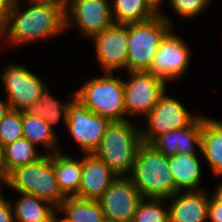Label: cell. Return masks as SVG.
I'll use <instances>...</instances> for the list:
<instances>
[{
    "label": "cell",
    "mask_w": 222,
    "mask_h": 222,
    "mask_svg": "<svg viewBox=\"0 0 222 222\" xmlns=\"http://www.w3.org/2000/svg\"><path fill=\"white\" fill-rule=\"evenodd\" d=\"M111 121L87 109L77 98L68 105L66 128L81 154H93Z\"/></svg>",
    "instance_id": "11"
},
{
    "label": "cell",
    "mask_w": 222,
    "mask_h": 222,
    "mask_svg": "<svg viewBox=\"0 0 222 222\" xmlns=\"http://www.w3.org/2000/svg\"><path fill=\"white\" fill-rule=\"evenodd\" d=\"M23 137L32 142L36 147L43 146L46 155L62 152L59 147L58 134L40 116H35L22 111Z\"/></svg>",
    "instance_id": "23"
},
{
    "label": "cell",
    "mask_w": 222,
    "mask_h": 222,
    "mask_svg": "<svg viewBox=\"0 0 222 222\" xmlns=\"http://www.w3.org/2000/svg\"><path fill=\"white\" fill-rule=\"evenodd\" d=\"M166 200L169 222H208V189L178 191Z\"/></svg>",
    "instance_id": "16"
},
{
    "label": "cell",
    "mask_w": 222,
    "mask_h": 222,
    "mask_svg": "<svg viewBox=\"0 0 222 222\" xmlns=\"http://www.w3.org/2000/svg\"><path fill=\"white\" fill-rule=\"evenodd\" d=\"M3 184L6 185V174L4 172L0 171V200L4 198V193H3Z\"/></svg>",
    "instance_id": "36"
},
{
    "label": "cell",
    "mask_w": 222,
    "mask_h": 222,
    "mask_svg": "<svg viewBox=\"0 0 222 222\" xmlns=\"http://www.w3.org/2000/svg\"><path fill=\"white\" fill-rule=\"evenodd\" d=\"M208 221L222 222V202L209 194Z\"/></svg>",
    "instance_id": "30"
},
{
    "label": "cell",
    "mask_w": 222,
    "mask_h": 222,
    "mask_svg": "<svg viewBox=\"0 0 222 222\" xmlns=\"http://www.w3.org/2000/svg\"><path fill=\"white\" fill-rule=\"evenodd\" d=\"M50 91L52 90H50L49 85H46L41 92L40 98L27 108L26 112L31 115L40 116L57 133L54 126H57L61 120L66 127L68 105L75 98V90L68 94L69 100L64 101L55 98Z\"/></svg>",
    "instance_id": "20"
},
{
    "label": "cell",
    "mask_w": 222,
    "mask_h": 222,
    "mask_svg": "<svg viewBox=\"0 0 222 222\" xmlns=\"http://www.w3.org/2000/svg\"><path fill=\"white\" fill-rule=\"evenodd\" d=\"M131 120L112 121L94 155L117 177H126L142 142L140 126Z\"/></svg>",
    "instance_id": "3"
},
{
    "label": "cell",
    "mask_w": 222,
    "mask_h": 222,
    "mask_svg": "<svg viewBox=\"0 0 222 222\" xmlns=\"http://www.w3.org/2000/svg\"><path fill=\"white\" fill-rule=\"evenodd\" d=\"M213 0H169V6L179 18L194 19L199 17L205 10L212 6Z\"/></svg>",
    "instance_id": "29"
},
{
    "label": "cell",
    "mask_w": 222,
    "mask_h": 222,
    "mask_svg": "<svg viewBox=\"0 0 222 222\" xmlns=\"http://www.w3.org/2000/svg\"><path fill=\"white\" fill-rule=\"evenodd\" d=\"M78 156L75 158L60 151L54 153V170L65 197H74L78 194L82 178V157Z\"/></svg>",
    "instance_id": "22"
},
{
    "label": "cell",
    "mask_w": 222,
    "mask_h": 222,
    "mask_svg": "<svg viewBox=\"0 0 222 222\" xmlns=\"http://www.w3.org/2000/svg\"><path fill=\"white\" fill-rule=\"evenodd\" d=\"M64 4L66 32L74 24L79 35L90 40L114 23L111 0H66Z\"/></svg>",
    "instance_id": "10"
},
{
    "label": "cell",
    "mask_w": 222,
    "mask_h": 222,
    "mask_svg": "<svg viewBox=\"0 0 222 222\" xmlns=\"http://www.w3.org/2000/svg\"><path fill=\"white\" fill-rule=\"evenodd\" d=\"M127 73L129 78H123L126 119L144 118L158 103L168 86L148 71Z\"/></svg>",
    "instance_id": "7"
},
{
    "label": "cell",
    "mask_w": 222,
    "mask_h": 222,
    "mask_svg": "<svg viewBox=\"0 0 222 222\" xmlns=\"http://www.w3.org/2000/svg\"><path fill=\"white\" fill-rule=\"evenodd\" d=\"M22 137V111L10 110L0 121V142L6 146Z\"/></svg>",
    "instance_id": "28"
},
{
    "label": "cell",
    "mask_w": 222,
    "mask_h": 222,
    "mask_svg": "<svg viewBox=\"0 0 222 222\" xmlns=\"http://www.w3.org/2000/svg\"><path fill=\"white\" fill-rule=\"evenodd\" d=\"M162 12L149 21L128 24V72L148 71L162 40L176 28L171 16Z\"/></svg>",
    "instance_id": "5"
},
{
    "label": "cell",
    "mask_w": 222,
    "mask_h": 222,
    "mask_svg": "<svg viewBox=\"0 0 222 222\" xmlns=\"http://www.w3.org/2000/svg\"><path fill=\"white\" fill-rule=\"evenodd\" d=\"M102 74L89 78L75 89V98L87 109L111 122L126 120L122 76H115V72Z\"/></svg>",
    "instance_id": "4"
},
{
    "label": "cell",
    "mask_w": 222,
    "mask_h": 222,
    "mask_svg": "<svg viewBox=\"0 0 222 222\" xmlns=\"http://www.w3.org/2000/svg\"><path fill=\"white\" fill-rule=\"evenodd\" d=\"M3 68L0 81L4 86L6 100L11 110L26 111L40 98L42 90L48 83L21 63H8Z\"/></svg>",
    "instance_id": "8"
},
{
    "label": "cell",
    "mask_w": 222,
    "mask_h": 222,
    "mask_svg": "<svg viewBox=\"0 0 222 222\" xmlns=\"http://www.w3.org/2000/svg\"><path fill=\"white\" fill-rule=\"evenodd\" d=\"M201 156L216 177L222 176V120L205 117L203 119Z\"/></svg>",
    "instance_id": "19"
},
{
    "label": "cell",
    "mask_w": 222,
    "mask_h": 222,
    "mask_svg": "<svg viewBox=\"0 0 222 222\" xmlns=\"http://www.w3.org/2000/svg\"><path fill=\"white\" fill-rule=\"evenodd\" d=\"M116 177L94 154H82V178L75 197L98 200Z\"/></svg>",
    "instance_id": "17"
},
{
    "label": "cell",
    "mask_w": 222,
    "mask_h": 222,
    "mask_svg": "<svg viewBox=\"0 0 222 222\" xmlns=\"http://www.w3.org/2000/svg\"><path fill=\"white\" fill-rule=\"evenodd\" d=\"M172 29L162 40L154 61L148 70L152 75L168 82H177L188 73L191 48L187 41Z\"/></svg>",
    "instance_id": "12"
},
{
    "label": "cell",
    "mask_w": 222,
    "mask_h": 222,
    "mask_svg": "<svg viewBox=\"0 0 222 222\" xmlns=\"http://www.w3.org/2000/svg\"><path fill=\"white\" fill-rule=\"evenodd\" d=\"M51 222H67L64 218H62L57 212L52 216Z\"/></svg>",
    "instance_id": "38"
},
{
    "label": "cell",
    "mask_w": 222,
    "mask_h": 222,
    "mask_svg": "<svg viewBox=\"0 0 222 222\" xmlns=\"http://www.w3.org/2000/svg\"><path fill=\"white\" fill-rule=\"evenodd\" d=\"M102 72L127 71L128 24L113 23L90 39Z\"/></svg>",
    "instance_id": "13"
},
{
    "label": "cell",
    "mask_w": 222,
    "mask_h": 222,
    "mask_svg": "<svg viewBox=\"0 0 222 222\" xmlns=\"http://www.w3.org/2000/svg\"><path fill=\"white\" fill-rule=\"evenodd\" d=\"M188 110L181 101L169 96L166 90L151 112L144 117L146 127L140 125L142 142L151 144L167 131L189 126L199 115Z\"/></svg>",
    "instance_id": "9"
},
{
    "label": "cell",
    "mask_w": 222,
    "mask_h": 222,
    "mask_svg": "<svg viewBox=\"0 0 222 222\" xmlns=\"http://www.w3.org/2000/svg\"><path fill=\"white\" fill-rule=\"evenodd\" d=\"M16 0L0 35L5 46L20 47L26 44L55 39L66 33L65 4L59 0ZM22 6V7H21ZM26 6V8H24ZM64 32V33H63Z\"/></svg>",
    "instance_id": "1"
},
{
    "label": "cell",
    "mask_w": 222,
    "mask_h": 222,
    "mask_svg": "<svg viewBox=\"0 0 222 222\" xmlns=\"http://www.w3.org/2000/svg\"><path fill=\"white\" fill-rule=\"evenodd\" d=\"M148 1L159 14L162 13V4L164 5V3L165 4L169 3V0H148Z\"/></svg>",
    "instance_id": "34"
},
{
    "label": "cell",
    "mask_w": 222,
    "mask_h": 222,
    "mask_svg": "<svg viewBox=\"0 0 222 222\" xmlns=\"http://www.w3.org/2000/svg\"><path fill=\"white\" fill-rule=\"evenodd\" d=\"M111 8L114 23H141L159 15L148 0H111Z\"/></svg>",
    "instance_id": "25"
},
{
    "label": "cell",
    "mask_w": 222,
    "mask_h": 222,
    "mask_svg": "<svg viewBox=\"0 0 222 222\" xmlns=\"http://www.w3.org/2000/svg\"><path fill=\"white\" fill-rule=\"evenodd\" d=\"M166 203V199L144 198L131 222H169V208Z\"/></svg>",
    "instance_id": "27"
},
{
    "label": "cell",
    "mask_w": 222,
    "mask_h": 222,
    "mask_svg": "<svg viewBox=\"0 0 222 222\" xmlns=\"http://www.w3.org/2000/svg\"><path fill=\"white\" fill-rule=\"evenodd\" d=\"M57 213L67 222H102L105 218L98 200L66 197Z\"/></svg>",
    "instance_id": "24"
},
{
    "label": "cell",
    "mask_w": 222,
    "mask_h": 222,
    "mask_svg": "<svg viewBox=\"0 0 222 222\" xmlns=\"http://www.w3.org/2000/svg\"><path fill=\"white\" fill-rule=\"evenodd\" d=\"M102 222H118V221H114V220H110V219L104 218V220Z\"/></svg>",
    "instance_id": "39"
},
{
    "label": "cell",
    "mask_w": 222,
    "mask_h": 222,
    "mask_svg": "<svg viewBox=\"0 0 222 222\" xmlns=\"http://www.w3.org/2000/svg\"><path fill=\"white\" fill-rule=\"evenodd\" d=\"M10 110L11 108L7 100L0 99V121L8 114Z\"/></svg>",
    "instance_id": "33"
},
{
    "label": "cell",
    "mask_w": 222,
    "mask_h": 222,
    "mask_svg": "<svg viewBox=\"0 0 222 222\" xmlns=\"http://www.w3.org/2000/svg\"><path fill=\"white\" fill-rule=\"evenodd\" d=\"M12 5L10 0H0V35L5 29Z\"/></svg>",
    "instance_id": "32"
},
{
    "label": "cell",
    "mask_w": 222,
    "mask_h": 222,
    "mask_svg": "<svg viewBox=\"0 0 222 222\" xmlns=\"http://www.w3.org/2000/svg\"><path fill=\"white\" fill-rule=\"evenodd\" d=\"M0 222H15L11 201L6 197L0 200Z\"/></svg>",
    "instance_id": "31"
},
{
    "label": "cell",
    "mask_w": 222,
    "mask_h": 222,
    "mask_svg": "<svg viewBox=\"0 0 222 222\" xmlns=\"http://www.w3.org/2000/svg\"><path fill=\"white\" fill-rule=\"evenodd\" d=\"M143 199L132 181L127 177H116L98 202L105 218L118 222H131Z\"/></svg>",
    "instance_id": "14"
},
{
    "label": "cell",
    "mask_w": 222,
    "mask_h": 222,
    "mask_svg": "<svg viewBox=\"0 0 222 222\" xmlns=\"http://www.w3.org/2000/svg\"><path fill=\"white\" fill-rule=\"evenodd\" d=\"M200 154L168 156L169 169L178 191L203 190Z\"/></svg>",
    "instance_id": "18"
},
{
    "label": "cell",
    "mask_w": 222,
    "mask_h": 222,
    "mask_svg": "<svg viewBox=\"0 0 222 222\" xmlns=\"http://www.w3.org/2000/svg\"><path fill=\"white\" fill-rule=\"evenodd\" d=\"M7 188L34 195L56 208L66 198L59 187L54 170V153L44 155L37 162L14 168L6 175Z\"/></svg>",
    "instance_id": "6"
},
{
    "label": "cell",
    "mask_w": 222,
    "mask_h": 222,
    "mask_svg": "<svg viewBox=\"0 0 222 222\" xmlns=\"http://www.w3.org/2000/svg\"><path fill=\"white\" fill-rule=\"evenodd\" d=\"M4 146L0 142V171L3 172Z\"/></svg>",
    "instance_id": "37"
},
{
    "label": "cell",
    "mask_w": 222,
    "mask_h": 222,
    "mask_svg": "<svg viewBox=\"0 0 222 222\" xmlns=\"http://www.w3.org/2000/svg\"><path fill=\"white\" fill-rule=\"evenodd\" d=\"M215 191L212 193V195L219 201L222 202V181L215 186Z\"/></svg>",
    "instance_id": "35"
},
{
    "label": "cell",
    "mask_w": 222,
    "mask_h": 222,
    "mask_svg": "<svg viewBox=\"0 0 222 222\" xmlns=\"http://www.w3.org/2000/svg\"><path fill=\"white\" fill-rule=\"evenodd\" d=\"M45 153L24 137L4 146L3 172L7 175L16 167L37 162Z\"/></svg>",
    "instance_id": "26"
},
{
    "label": "cell",
    "mask_w": 222,
    "mask_h": 222,
    "mask_svg": "<svg viewBox=\"0 0 222 222\" xmlns=\"http://www.w3.org/2000/svg\"><path fill=\"white\" fill-rule=\"evenodd\" d=\"M143 198L167 199L178 192L169 169L168 156L142 143L126 176Z\"/></svg>",
    "instance_id": "2"
},
{
    "label": "cell",
    "mask_w": 222,
    "mask_h": 222,
    "mask_svg": "<svg viewBox=\"0 0 222 222\" xmlns=\"http://www.w3.org/2000/svg\"><path fill=\"white\" fill-rule=\"evenodd\" d=\"M19 196L11 201L15 222H51L57 208L40 197L16 192Z\"/></svg>",
    "instance_id": "21"
},
{
    "label": "cell",
    "mask_w": 222,
    "mask_h": 222,
    "mask_svg": "<svg viewBox=\"0 0 222 222\" xmlns=\"http://www.w3.org/2000/svg\"><path fill=\"white\" fill-rule=\"evenodd\" d=\"M199 115L189 126L172 129L158 136L151 145L166 156L201 154L203 119ZM197 147V148H196Z\"/></svg>",
    "instance_id": "15"
}]
</instances>
